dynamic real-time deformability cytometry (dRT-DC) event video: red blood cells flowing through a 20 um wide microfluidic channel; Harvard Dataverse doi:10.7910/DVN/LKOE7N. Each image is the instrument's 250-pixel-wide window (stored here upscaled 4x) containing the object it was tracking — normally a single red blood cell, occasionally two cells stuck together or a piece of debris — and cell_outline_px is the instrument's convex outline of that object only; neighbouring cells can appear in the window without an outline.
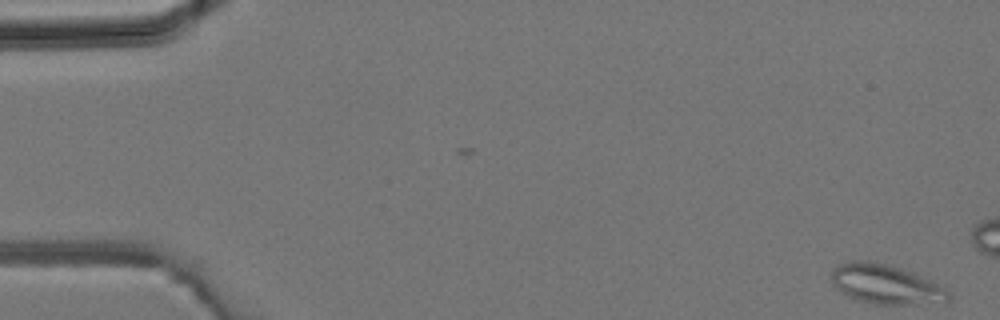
{"species": "common noctule bat (a hibernating species)", "species_latin": "Nyctalus noctula", "temperature_condition": "room temperature", "stored_images_in_passage": 12, "camera_frame_rate_fps": 3000, "um_per_image_px": 0.085, "animal": {"sex": "male", "body_mass_g": 19.2, "forearm_length_mm": 51.8}, "frame": {"image": 1, "passage_image": 1, "time_ms": 0.0, "image_size_px": [1000, 320], "cell_outline_px": [[948, 300], [912, 304], [876, 304], [848, 296], [836, 288], [832, 284], [832, 268], [836, 264], [852, 260], [868, 260], [888, 264], [912, 272], [944, 288], [948, 292]], "centroid_in_image_um": [75.18, 24.12], "position_along_channel_um": 9.8, "area_um2": 26.41}}